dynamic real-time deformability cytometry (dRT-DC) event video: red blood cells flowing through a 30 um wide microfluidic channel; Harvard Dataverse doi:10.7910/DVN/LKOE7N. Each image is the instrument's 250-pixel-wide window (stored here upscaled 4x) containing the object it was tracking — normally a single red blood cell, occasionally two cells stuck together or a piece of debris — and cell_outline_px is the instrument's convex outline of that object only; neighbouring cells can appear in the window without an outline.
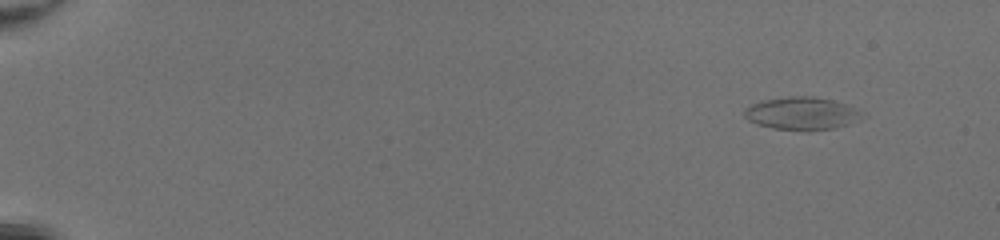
{"species": "common noctule bat (a hibernating species)", "species_latin": "Nyctalus noctula", "temperature_condition": "room temperature", "stored_images_in_passage": 47, "camera_frame_rate_fps": 3000, "um_per_image_px": 0.085, "animal": {"sex": "female", "body_mass_g": 20.0, "forearm_length_mm": 54.0}, "frame": {"image": 1, "passage_image": 1, "time_ms": 0.0, "image_size_px": [1000, 240], "cell_outline_px": [[860, 112], [848, 124], [836, 128], [808, 132], [772, 128], [756, 124], [748, 120], [744, 116], [744, 108], [760, 100], [788, 96], [812, 96], [836, 100]], "centroid_in_image_um": [68.02, 9.65], "position_along_channel_um": 17.0, "area_um2": 22.43}}
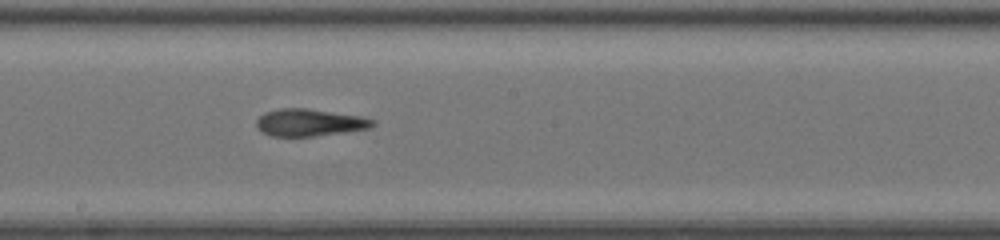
{"frame": {"image": 2, "passage_image": 27, "time_ms": 8.667, "image_size_px": [1000, 240], "cell_outline_px": [[376, 124], [372, 128], [316, 136], [272, 136], [260, 132], [256, 128], [256, 120], [264, 112], [280, 108], [308, 108], [360, 116], [376, 120]], "centroid_in_image_um": [26.3, 10.41], "position_along_channel_um": 221.9, "area_um2": 18.67}}
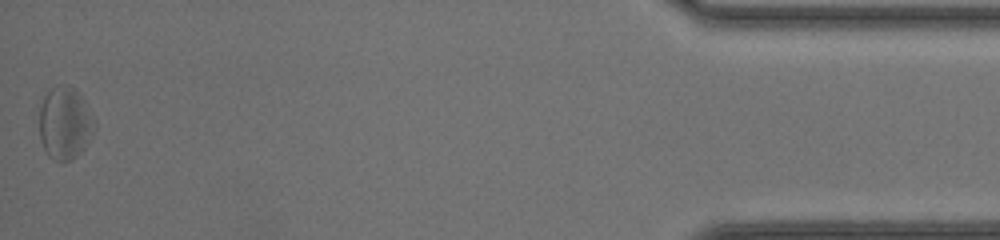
{"frame": {"image": 3, "passage_image": 47, "time_ms": 15.333, "image_size_px": [1000, 240], "cell_outline_px": [[96, 128], [88, 144], [72, 160], [60, 164], [52, 160], [48, 156], [40, 140], [40, 108], [44, 96], [56, 84], [68, 84], [76, 88], [80, 92], [96, 124]], "centroid_in_image_um": [5.53, 10.48], "position_along_channel_um": 429.7, "area_um2": 23.87}, "authors_computed_cell_mechanics": {"area_um2": 19.7676, "velocity_mm_per_s": 4.2655, "shape_relaxation_time_tau1_ms": 8.2905, "shape_relaxation_time_tau2_ms": 2.1946, "deformation_change_tau1": 0.1903, "deformation_change_tau2": 0.1348}}